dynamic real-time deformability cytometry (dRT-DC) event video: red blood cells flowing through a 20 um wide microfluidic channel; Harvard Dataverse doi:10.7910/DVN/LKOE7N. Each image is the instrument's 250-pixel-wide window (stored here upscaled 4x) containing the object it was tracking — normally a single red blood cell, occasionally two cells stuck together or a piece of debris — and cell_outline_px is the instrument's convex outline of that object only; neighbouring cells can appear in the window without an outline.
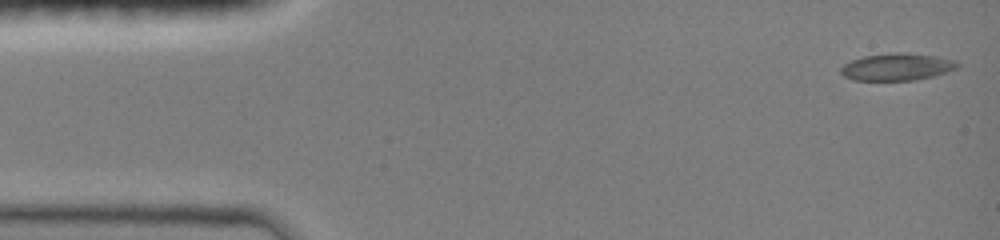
{"species": "common noctule bat (a hibernating species)", "species_latin": "Nyctalus noctula", "temperature_condition": "room temperature", "stored_images_in_passage": 46, "camera_frame_rate_fps": 3000, "um_per_image_px": 0.085, "animal": {"sex": "female", "body_mass_g": 19.0, "forearm_length_mm": 51.5}, "frame": {"image": 1, "passage_image": 1, "time_ms": 0.0, "image_size_px": [1000, 240], "cell_outline_px": [[960, 64], [956, 68], [932, 76], [916, 80], [852, 80], [844, 76], [840, 72], [840, 68], [844, 64], [852, 60], [864, 56], [896, 52], [900, 52], [936, 56], [956, 60]], "centroid_in_image_um": [76.22, 5.68], "position_along_channel_um": 8.8, "area_um2": 18.32}}
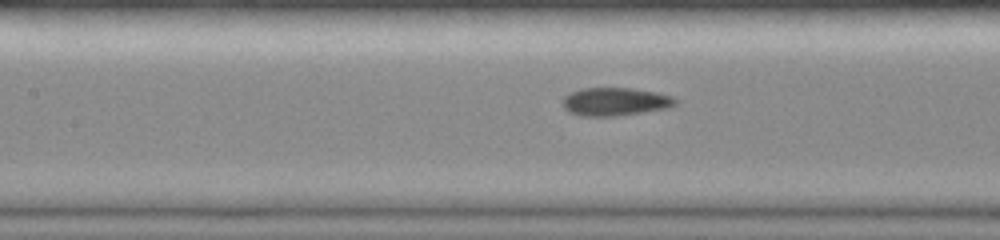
{"frame": {"image": 2, "passage_image": 20, "time_ms": 6.333, "image_size_px": [1000, 240], "cell_outline_px": [[676, 104], [668, 108], [616, 116], [580, 116], [568, 112], [564, 108], [560, 100], [568, 92], [580, 88], [632, 88], [656, 92], [672, 96], [676, 100]], "centroid_in_image_um": [52.21, 8.63], "position_along_channel_um": 155.2, "area_um2": 18.73}}
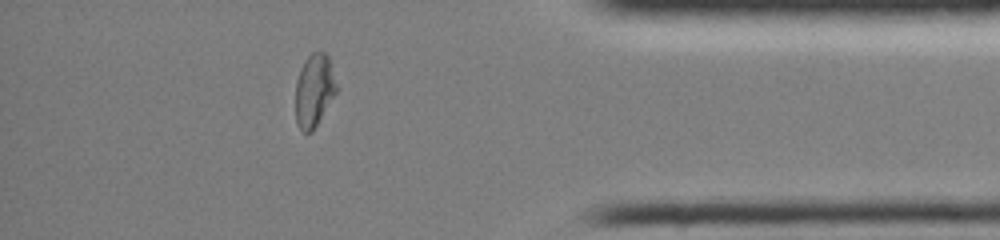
{"frame": {"image": 3, "passage_image": 40, "time_ms": 13.0, "image_size_px": [1000, 240], "cell_outline_px": [[340, 88], [312, 132], [304, 132], [296, 124], [296, 80], [300, 68], [304, 60], [312, 52], [324, 52], [328, 56]], "centroid_in_image_um": [26.73, 7.67], "position_along_channel_um": 408.5, "area_um2": 17.74}, "authors_computed_cell_mechanics": {"area_um2": 18.3515, "velocity_mm_per_s": 4.0875, "shape_relaxation_time_tau1_ms": null, "shape_relaxation_time_tau2_ms": 1.7361, "deformation_change_tau1": null, "deformation_change_tau2": 0.0564}}